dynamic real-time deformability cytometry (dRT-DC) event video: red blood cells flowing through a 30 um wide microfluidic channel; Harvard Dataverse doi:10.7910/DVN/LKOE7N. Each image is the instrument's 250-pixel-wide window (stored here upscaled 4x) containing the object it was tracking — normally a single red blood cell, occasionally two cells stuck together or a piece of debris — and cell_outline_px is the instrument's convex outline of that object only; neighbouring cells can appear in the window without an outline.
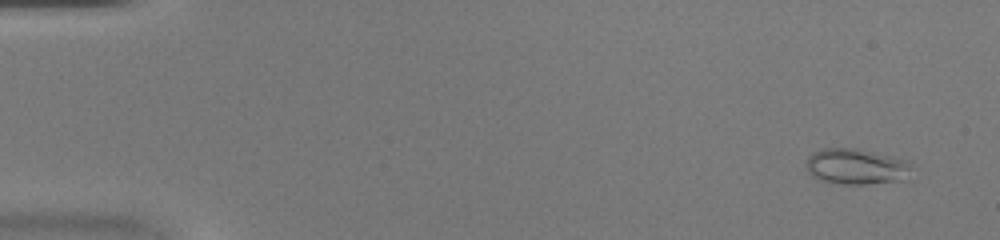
{"species": "common noctule bat (a hibernating species)", "species_latin": "Nyctalus noctula", "temperature_condition": "warm", "stored_images_in_passage": 16, "camera_frame_rate_fps": 3000, "um_per_image_px": 0.085, "animal": {"sex": "female", "body_mass_g": 20.0, "forearm_length_mm": 54.0}, "frame": {"image": 1, "passage_image": 3, "time_ms": 0.667, "image_size_px": [1000, 240], "cell_outline_px": [[912, 164], [896, 180], [864, 184], [840, 184], [820, 180], [812, 176], [808, 172], [808, 156], [812, 152], [824, 148], [856, 148], [908, 160]], "centroid_in_image_um": [72.67, 14.13], "position_along_channel_um": 12.3, "area_um2": 21.27}}